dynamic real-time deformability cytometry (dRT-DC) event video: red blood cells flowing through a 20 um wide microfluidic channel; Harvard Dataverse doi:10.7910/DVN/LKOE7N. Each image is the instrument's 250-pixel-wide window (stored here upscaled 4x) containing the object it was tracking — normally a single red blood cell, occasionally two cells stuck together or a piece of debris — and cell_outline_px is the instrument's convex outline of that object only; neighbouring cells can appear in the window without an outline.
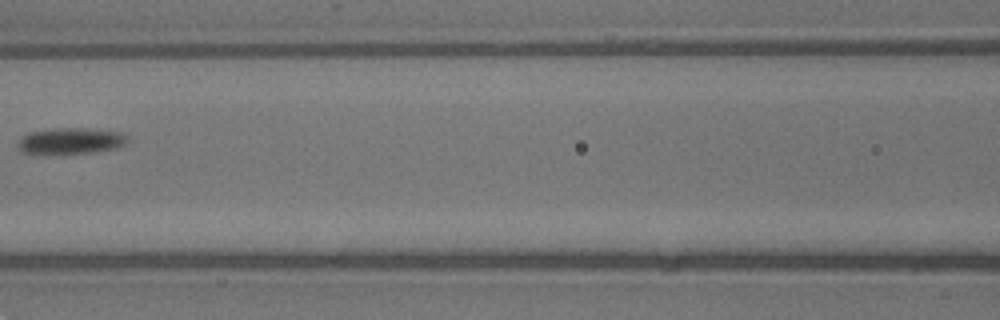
{"species": "common noctule bat (a hibernating species)", "species_latin": "Nyctalus noctula", "temperature_condition": "warm", "stored_images_in_passage": 4, "camera_frame_rate_fps": 3000, "um_per_image_px": 0.085, "animal": {"sex": "male", "body_mass_g": 13.3}, "frame": {"image": 1, "passage_image": 4, "time_ms": 1.0, "image_size_px": [1000, 320], "cell_outline_px": [[128, 140], [124, 144], [116, 148], [96, 152], [20, 152], [16, 144], [20, 136], [28, 132], [52, 128], [84, 128], [128, 132]], "centroid_in_image_um": [6.04, 11.93], "position_along_channel_um": 160.6, "area_um2": 16.7}}